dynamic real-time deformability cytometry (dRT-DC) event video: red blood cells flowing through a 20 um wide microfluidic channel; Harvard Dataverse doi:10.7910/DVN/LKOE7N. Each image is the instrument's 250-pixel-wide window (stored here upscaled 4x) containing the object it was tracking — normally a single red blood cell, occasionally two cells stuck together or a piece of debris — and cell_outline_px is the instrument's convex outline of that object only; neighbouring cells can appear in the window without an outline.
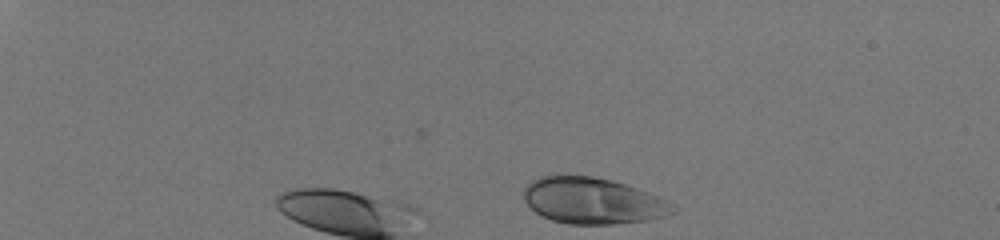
{"species": "human", "species_latin": "Homo sapiens", "temperature_condition": "room temperature", "stored_images_in_passage": 7, "camera_frame_rate_fps": 3000, "um_per_image_px": 0.085, "donor": {"sex": "male"}, "frame": {"image": 1, "passage_image": 1, "time_ms": 0.0, "image_size_px": [1000, 240], "cell_outline_px": [[676, 212], [664, 216], [648, 220], [612, 224], [568, 224], [552, 220], [536, 212], [524, 200], [524, 188], [532, 180], [540, 176], [556, 172], [592, 176], [612, 180], [648, 192], [664, 200]], "centroid_in_image_um": [50.29, 17.03], "position_along_channel_um": 34.7, "area_um2": 40.29}}
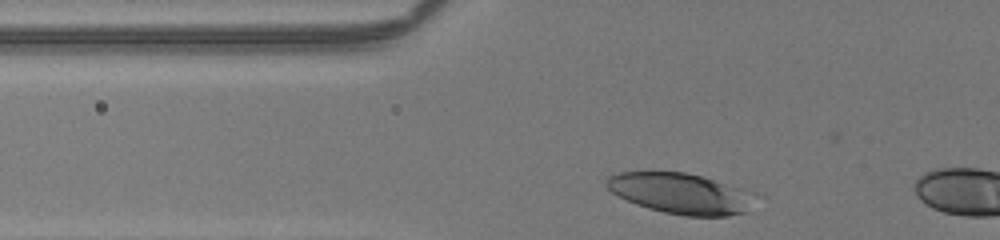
{"frame": {"image": 2, "passage_image": 4, "time_ms": 1.0, "image_size_px": [1000, 240], "cell_outline_px": [[748, 212], [728, 216], [684, 216], [664, 212], [648, 208], [636, 204], [612, 192], [604, 184], [604, 180], [612, 172], [684, 172], [700, 176], [740, 188]], "centroid_in_image_um": [57.62, 16.43], "position_along_channel_um": 68.2, "area_um2": 33.93}}